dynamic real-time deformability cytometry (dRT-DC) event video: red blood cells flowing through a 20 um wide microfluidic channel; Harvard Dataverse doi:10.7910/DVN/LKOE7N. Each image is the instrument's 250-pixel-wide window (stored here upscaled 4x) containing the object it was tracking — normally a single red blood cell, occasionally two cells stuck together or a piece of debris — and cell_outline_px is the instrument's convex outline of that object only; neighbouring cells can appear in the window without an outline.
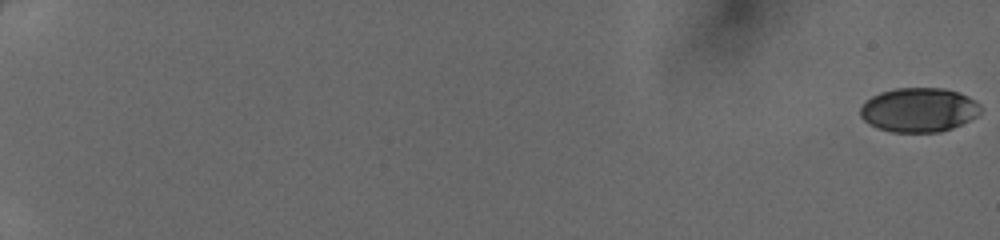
{"species": "human", "species_latin": "Homo sapiens", "temperature_condition": "cold", "stored_images_in_passage": 37, "camera_frame_rate_fps": 3000, "um_per_image_px": 0.085, "donor": {"sex": "female"}, "frame": {"image": 1, "passage_image": 1, "time_ms": 0.0, "image_size_px": [1000, 240], "cell_outline_px": [[984, 108], [976, 116], [952, 128], [940, 132], [892, 132], [876, 128], [868, 124], [860, 116], [860, 108], [872, 96], [880, 92], [896, 88], [944, 88], [960, 92], [976, 100]], "centroid_in_image_um": [78.12, 9.34], "position_along_channel_um": 6.9, "area_um2": 31.21}}
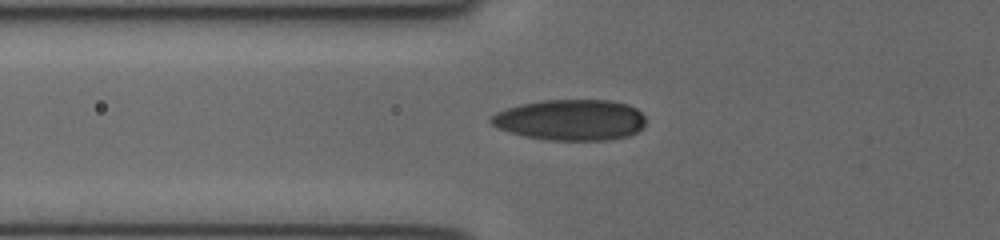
{"frame": {"image": 2, "passage_image": 22, "time_ms": 7.0, "image_size_px": [1000, 240], "cell_outline_px": [[644, 124], [636, 132], [628, 136], [608, 140], [548, 140], [524, 136], [500, 128], [492, 124], [488, 120], [496, 112], [520, 104], [540, 100], [612, 100], [628, 104], [636, 108], [644, 116]], "centroid_in_image_um": [48.5, 10.18], "position_along_channel_um": 77.3, "area_um2": 36.82}}
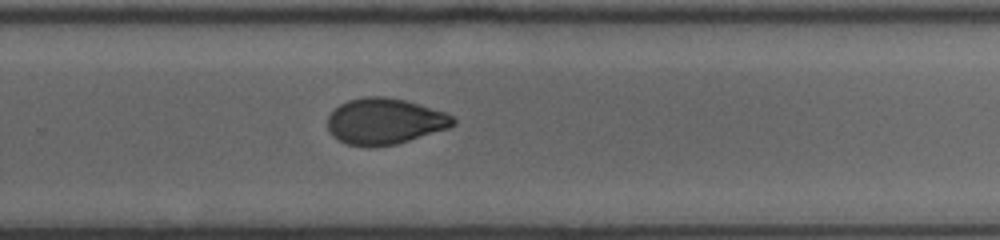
{"frame": {"image": 3, "passage_image": 37, "time_ms": 12.0, "image_size_px": [1000, 240], "cell_outline_px": [[456, 124], [448, 128], [396, 144], [348, 144], [332, 136], [328, 132], [328, 116], [340, 104], [348, 100], [364, 96], [384, 96], [404, 100], [444, 112], [452, 116], [456, 120]], "centroid_in_image_um": [32.7, 10.28], "position_along_channel_um": 297.1, "area_um2": 32.95}}